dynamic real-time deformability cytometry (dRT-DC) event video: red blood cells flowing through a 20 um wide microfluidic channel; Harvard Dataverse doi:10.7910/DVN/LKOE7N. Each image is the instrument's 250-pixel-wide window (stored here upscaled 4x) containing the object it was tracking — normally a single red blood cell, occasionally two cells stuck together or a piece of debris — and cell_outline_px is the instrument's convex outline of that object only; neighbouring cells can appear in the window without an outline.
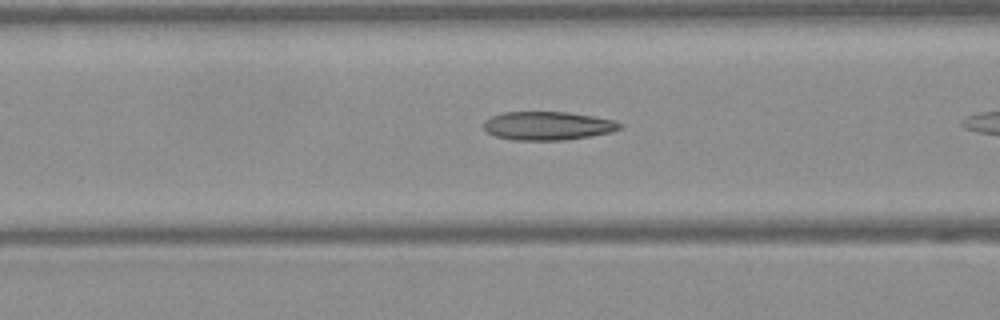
{"species": "Egyptian fruit bat (a non-hibernating species)", "species_latin": "Rousettus aegyptiacus", "temperature_condition": "warm", "stored_images_in_passage": 8, "camera_frame_rate_fps": 3000, "um_per_image_px": 0.085, "frame": {"image": 1, "passage_image": 6, "time_ms": 1.667, "image_size_px": [1000, 320], "cell_outline_px": [[624, 124], [620, 128], [612, 132], [564, 140], [512, 140], [496, 136], [488, 132], [484, 128], [484, 120], [492, 116], [504, 112], [568, 112], [616, 120]], "centroid_in_image_um": [46.57, 10.69], "position_along_channel_um": 120.0, "area_um2": 22.6}}